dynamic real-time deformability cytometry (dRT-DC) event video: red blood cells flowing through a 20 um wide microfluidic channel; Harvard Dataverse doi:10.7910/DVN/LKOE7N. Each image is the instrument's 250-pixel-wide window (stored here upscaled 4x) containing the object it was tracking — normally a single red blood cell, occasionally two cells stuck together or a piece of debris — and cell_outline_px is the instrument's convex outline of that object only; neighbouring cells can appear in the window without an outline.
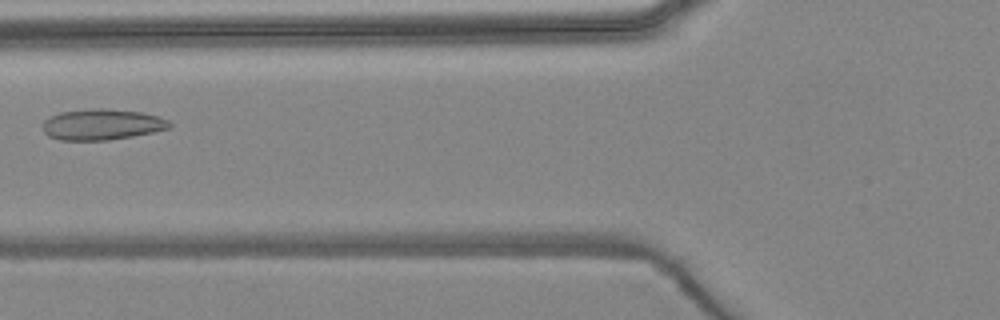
{"species": "common noctule bat (a hibernating species)", "species_latin": "Nyctalus noctula", "temperature_condition": "warm", "stored_images_in_passage": 4, "camera_frame_rate_fps": 3000, "um_per_image_px": 0.085, "animal": {"sex": "female", "body_mass_g": 24.6, "forearm_length_mm": 56.2}, "frame": {"image": 1, "passage_image": 4, "time_ms": 5.667, "image_size_px": [1000, 320], "cell_outline_px": [[172, 124], [168, 128], [152, 132], [132, 136], [108, 140], [60, 140], [48, 136], [44, 132], [44, 120], [60, 112], [92, 108], [100, 108], [140, 112], [156, 116], [168, 120]], "centroid_in_image_um": [8.64, 10.58], "position_along_channel_um": 117.2, "area_um2": 22.54}}